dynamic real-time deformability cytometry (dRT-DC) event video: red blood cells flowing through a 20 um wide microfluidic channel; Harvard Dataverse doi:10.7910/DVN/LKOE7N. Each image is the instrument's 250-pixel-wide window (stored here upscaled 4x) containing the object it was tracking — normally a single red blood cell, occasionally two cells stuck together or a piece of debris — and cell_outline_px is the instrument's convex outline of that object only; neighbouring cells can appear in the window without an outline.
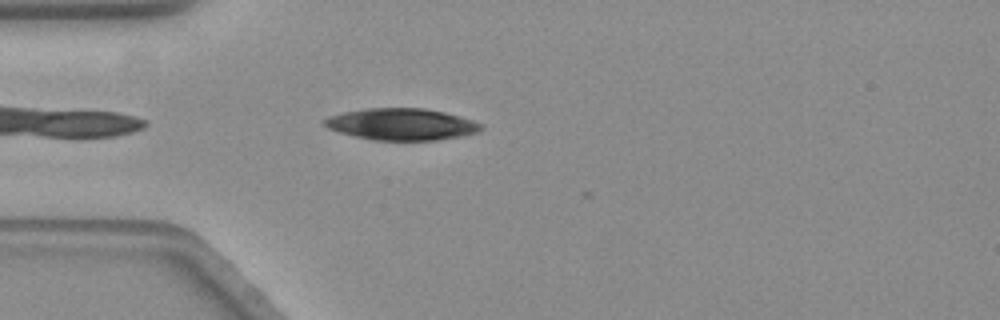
{"species": "common noctule bat (a hibernating species)", "species_latin": "Nyctalus noctula", "temperature_condition": "warm", "stored_images_in_passage": 4, "camera_frame_rate_fps": 3000, "um_per_image_px": 0.085, "animal": {"sex": "female", "body_mass_g": 19.3, "forearm_length_mm": 54.1}, "frame": {"image": 1, "passage_image": 1, "time_ms": 0.0, "image_size_px": [1000, 320], "cell_outline_px": [[484, 128], [476, 132], [464, 136], [436, 140], [372, 140], [340, 132], [328, 128], [324, 124], [324, 120], [328, 116], [344, 112], [368, 108], [424, 108], [444, 112], [472, 120], [480, 124]], "centroid_in_image_um": [34.14, 10.56], "position_along_channel_um": 50.9, "area_um2": 28.73}}